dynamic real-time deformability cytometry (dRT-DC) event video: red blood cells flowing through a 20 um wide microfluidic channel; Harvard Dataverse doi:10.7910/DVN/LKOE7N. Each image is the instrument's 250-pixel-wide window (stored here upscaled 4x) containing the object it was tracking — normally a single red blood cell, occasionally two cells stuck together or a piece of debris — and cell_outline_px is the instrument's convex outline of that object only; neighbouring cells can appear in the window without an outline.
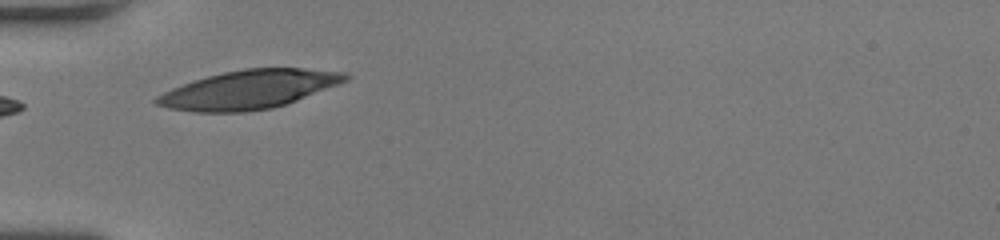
{"species": "human", "species_latin": "Homo sapiens", "temperature_condition": "room temperature", "stored_images_in_passage": 4, "camera_frame_rate_fps": 3000, "um_per_image_px": 0.085, "donor": {"sex": "female"}, "frame": {"image": 1, "passage_image": 1, "time_ms": 0.0, "image_size_px": [1000, 240], "cell_outline_px": [[352, 76], [348, 80], [296, 100], [272, 108], [244, 112], [192, 112], [168, 108], [156, 104], [152, 100], [156, 96], [172, 88], [208, 76], [224, 72], [244, 68], [304, 68], [344, 72]], "centroid_in_image_um": [21.14, 7.61], "position_along_channel_um": 63.9, "area_um2": 42.19}}
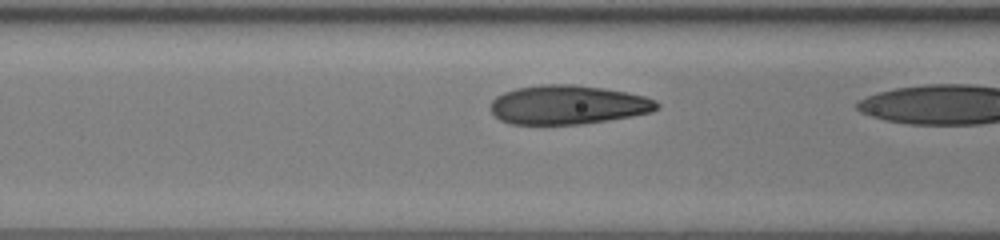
{"frame": {"image": 2, "passage_image": 3, "time_ms": 0.667, "image_size_px": [1000, 240], "cell_outline_px": [[660, 108], [652, 112], [632, 116], [608, 120], [580, 124], [512, 124], [500, 120], [492, 112], [492, 100], [496, 96], [504, 92], [516, 88], [540, 84], [576, 84], [604, 88], [644, 96], [656, 100], [660, 104]], "centroid_in_image_um": [48.29, 8.9], "position_along_channel_um": 118.3, "area_um2": 37.92}}